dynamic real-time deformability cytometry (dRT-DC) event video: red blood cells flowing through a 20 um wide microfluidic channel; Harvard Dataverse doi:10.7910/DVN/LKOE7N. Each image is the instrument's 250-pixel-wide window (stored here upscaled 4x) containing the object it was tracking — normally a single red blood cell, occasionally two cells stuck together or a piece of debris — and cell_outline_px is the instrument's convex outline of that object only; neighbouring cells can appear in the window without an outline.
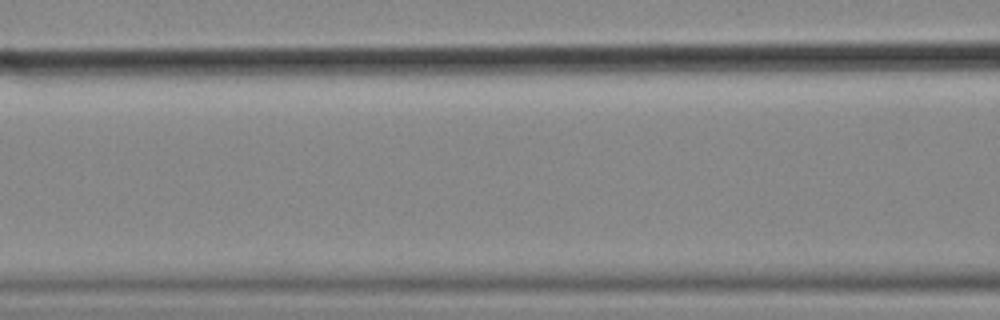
{"species": "common noctule bat (a hibernating species)", "species_latin": "Nyctalus noctula", "temperature_condition": "cold", "stored_images_in_passage": 3, "camera_frame_rate_fps": 3000, "um_per_image_px": 0.085, "animal": {"sex": "female", "body_mass_g": 18.4}, "frame": {"image": 1, "passage_image": 3, "time_ms": 0.667, "image_size_px": [1000, 320], "cell_outline_px": [[792, 24], [772, 28], [616, 28], [616, 24], [736, 12], [740, 12], [792, 20]], "centroid_in_image_um": [60.6, 1.87], "position_along_channel_um": 106.0, "area_um2": 13.35}}